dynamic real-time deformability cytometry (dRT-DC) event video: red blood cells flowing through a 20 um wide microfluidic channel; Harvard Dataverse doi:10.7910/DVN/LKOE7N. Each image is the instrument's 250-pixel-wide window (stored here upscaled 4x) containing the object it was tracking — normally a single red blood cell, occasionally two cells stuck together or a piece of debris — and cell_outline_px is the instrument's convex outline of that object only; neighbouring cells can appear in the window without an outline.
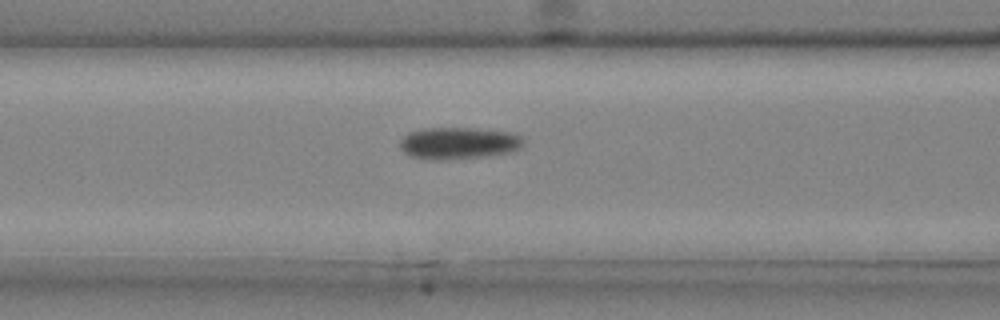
{"species": "common noctule bat (a hibernating species)", "species_latin": "Nyctalus noctula", "temperature_condition": "cold", "stored_images_in_passage": 26, "camera_frame_rate_fps": 3000, "um_per_image_px": 0.085, "animal": {"sex": "male", "body_mass_g": 20.4}, "frame": {"image": 1, "passage_image": 6, "time_ms": 1.667, "image_size_px": [1000, 320], "cell_outline_px": [[524, 144], [520, 148], [512, 152], [484, 156], [444, 160], [432, 160], [408, 156], [400, 148], [400, 140], [408, 132], [424, 128], [476, 128], [512, 132], [520, 136], [524, 140]], "centroid_in_image_um": [38.97, 12.17], "position_along_channel_um": 127.6, "area_um2": 23.24}}
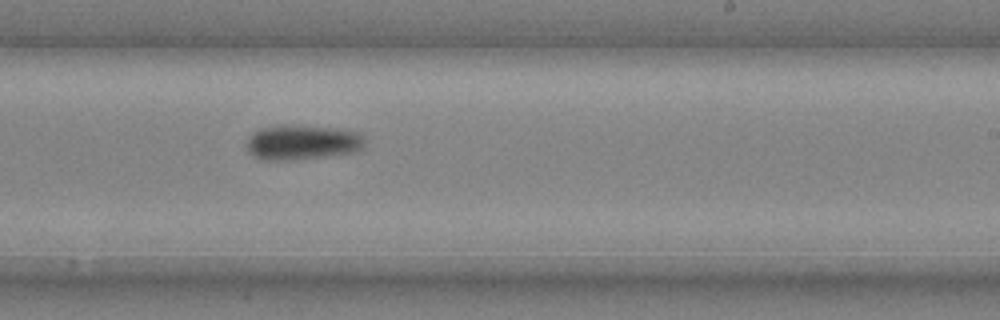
{"frame": {"image": 2, "passage_image": 15, "time_ms": 4.667, "image_size_px": [1000, 320], "cell_outline_px": [[364, 148], [356, 152], [292, 160], [264, 160], [252, 156], [248, 152], [248, 136], [252, 132], [260, 128], [328, 128], [356, 132], [364, 136]], "centroid_in_image_um": [25.69, 12.16], "position_along_channel_um": 263.3, "area_um2": 23.0}}
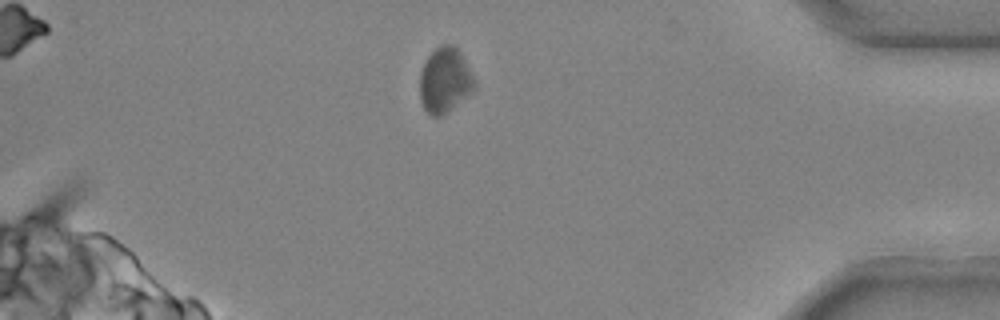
{"frame": {"image": 3, "passage_image": 26, "time_ms": 8.333, "image_size_px": [1000, 320], "cell_outline_px": [[476, 88], [440, 116], [432, 116], [424, 108], [420, 100], [420, 72], [428, 56], [440, 44], [452, 44], [460, 52], [476, 80]], "centroid_in_image_um": [37.81, 6.79], "position_along_channel_um": 397.4, "area_um2": 20.46}}